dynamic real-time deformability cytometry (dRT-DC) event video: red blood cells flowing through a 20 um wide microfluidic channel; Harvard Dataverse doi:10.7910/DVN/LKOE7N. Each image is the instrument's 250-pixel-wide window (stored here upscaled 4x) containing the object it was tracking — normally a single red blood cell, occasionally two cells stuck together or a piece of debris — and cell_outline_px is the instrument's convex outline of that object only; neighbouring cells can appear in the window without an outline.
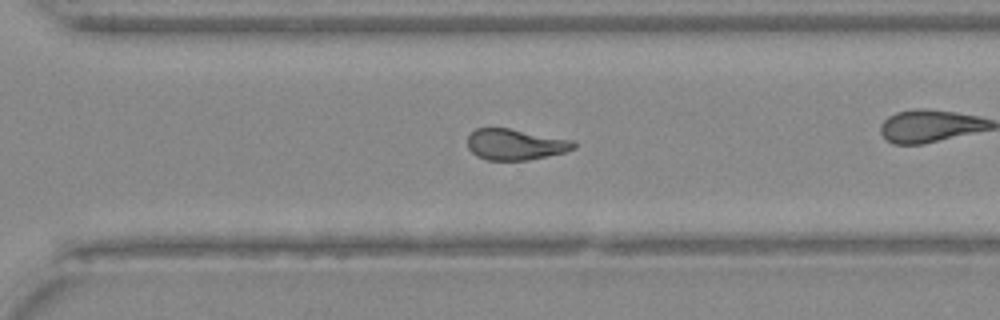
{"species": "Egyptian fruit bat (a non-hibernating species)", "species_latin": "Rousettus aegyptiacus", "temperature_condition": "warm", "stored_images_in_passage": 40, "camera_frame_rate_fps": 3000, "um_per_image_px": 0.085, "animal": {"sex": "female"}, "frame": {"image": 1, "passage_image": 34, "time_ms": 11.0, "image_size_px": [1000, 320], "cell_outline_px": [[576, 148], [564, 152], [528, 160], [484, 160], [476, 156], [468, 148], [468, 136], [476, 128], [508, 128], [576, 140]], "centroid_in_image_um": [43.82, 12.28], "position_along_channel_um": 326.8, "area_um2": 19.31}}